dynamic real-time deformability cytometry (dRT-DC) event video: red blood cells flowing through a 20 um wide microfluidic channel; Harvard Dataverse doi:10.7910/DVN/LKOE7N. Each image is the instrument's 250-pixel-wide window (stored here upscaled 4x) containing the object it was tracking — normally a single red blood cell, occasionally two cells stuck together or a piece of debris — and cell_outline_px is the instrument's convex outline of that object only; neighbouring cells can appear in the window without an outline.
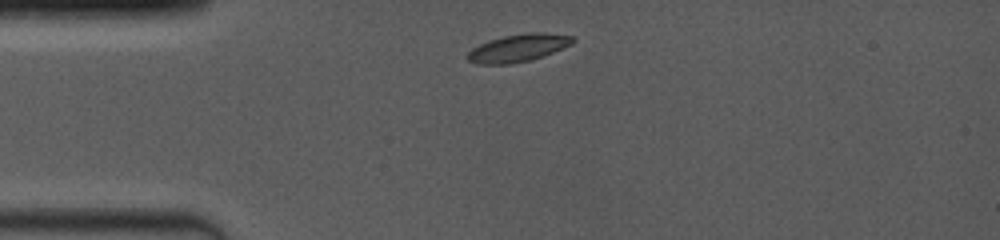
{"species": "common noctule bat (a hibernating species)", "species_latin": "Nyctalus noctula", "temperature_condition": "room temperature", "stored_images_in_passage": 5, "camera_frame_rate_fps": 4000, "um_per_image_px": 0.085, "animal": {"sex": "female", "body_mass_g": 19.0, "forearm_length_mm": 53.3}, "frame": {"image": 1, "passage_image": 1, "time_ms": 0.0, "image_size_px": [1000, 240], "cell_outline_px": [[576, 40], [572, 44], [552, 52], [528, 60], [512, 64], [476, 64], [468, 60], [464, 56], [472, 48], [488, 40], [504, 36], [528, 32], [544, 32], [572, 36]], "centroid_in_image_um": [44.0, 4.07], "position_along_channel_um": 41.0, "area_um2": 16.88}}
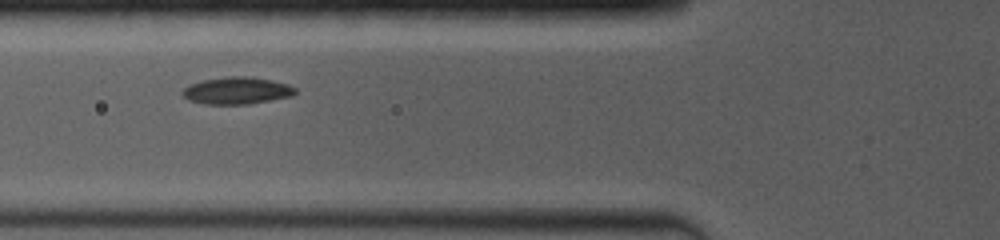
{"frame": {"image": 2, "passage_image": 3, "time_ms": 2.25, "image_size_px": [1000, 240], "cell_outline_px": [[296, 92], [292, 96], [248, 104], [204, 104], [188, 100], [180, 92], [188, 84], [200, 80], [228, 76], [252, 76], [288, 84], [296, 88]], "centroid_in_image_um": [20.09, 7.69], "position_along_channel_um": 105.7, "area_um2": 17.98}}
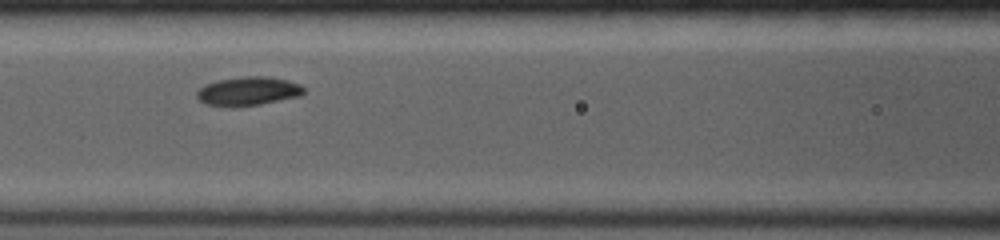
{"frame": {"image": 3, "passage_image": 4, "time_ms": 3.25, "image_size_px": [1000, 240], "cell_outline_px": [[304, 92], [300, 96], [260, 104], [236, 108], [228, 108], [204, 104], [196, 96], [196, 92], [204, 84], [216, 80], [244, 76], [264, 76], [288, 80], [300, 84], [304, 88]], "centroid_in_image_um": [21.04, 7.77], "position_along_channel_um": 145.6, "area_um2": 18.32}}